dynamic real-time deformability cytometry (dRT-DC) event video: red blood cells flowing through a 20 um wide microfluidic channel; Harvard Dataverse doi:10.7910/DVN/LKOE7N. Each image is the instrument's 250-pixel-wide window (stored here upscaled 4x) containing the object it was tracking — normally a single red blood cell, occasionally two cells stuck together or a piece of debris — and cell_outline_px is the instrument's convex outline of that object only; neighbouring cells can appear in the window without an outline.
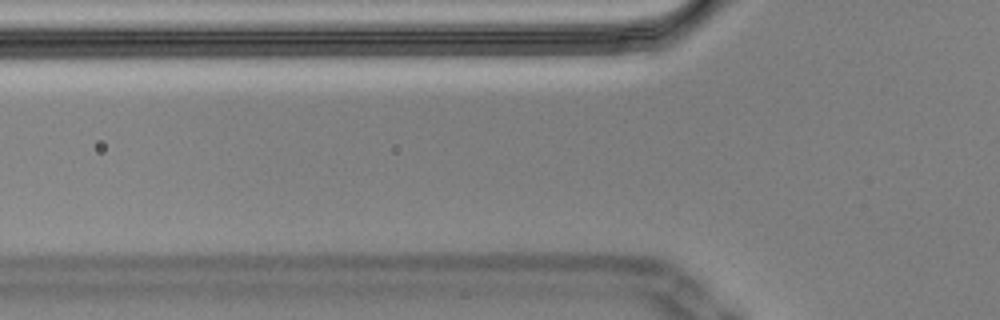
{"species": "Egyptian fruit bat (a non-hibernating species)", "species_latin": "Rousettus aegyptiacus", "temperature_condition": "cold", "stored_images_in_passage": 2, "camera_frame_rate_fps": 3000, "um_per_image_px": 0.085, "animal": {"sex": "male"}, "frame": {"image": 1, "passage_image": 2, "time_ms": 0.333, "image_size_px": [1000, 320], "cell_outline_px": [[668, 28], [660, 36], [616, 56], [556, 40], [548, 32], [616, 24]], "centroid_in_image_um": [51.79, 3.18], "position_along_channel_um": 74.0, "area_um2": 15.84}}